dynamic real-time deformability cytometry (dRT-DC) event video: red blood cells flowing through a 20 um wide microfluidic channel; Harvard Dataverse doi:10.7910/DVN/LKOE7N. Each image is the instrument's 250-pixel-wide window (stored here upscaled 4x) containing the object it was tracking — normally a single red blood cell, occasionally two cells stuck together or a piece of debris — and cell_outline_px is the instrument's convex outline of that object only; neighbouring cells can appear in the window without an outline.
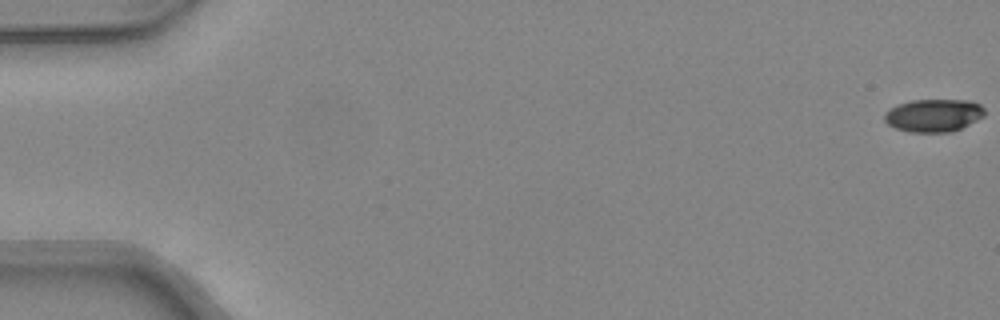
{"species": "common noctule bat (a hibernating species)", "species_latin": "Nyctalus noctula", "temperature_condition": "warm", "stored_images_in_passage": 44, "camera_frame_rate_fps": 3000, "um_per_image_px": 0.085, "animal": {"sex": "female", "body_mass_g": 24.6, "forearm_length_mm": 56.2}, "frame": {"image": 1, "passage_image": 1, "time_ms": 0.0, "image_size_px": [1000, 320], "cell_outline_px": [[984, 116], [952, 132], [908, 132], [896, 128], [888, 124], [884, 120], [884, 112], [888, 108], [896, 104], [912, 100], [972, 100], [980, 104], [984, 108]], "centroid_in_image_um": [79.32, 9.79], "position_along_channel_um": 5.7, "area_um2": 19.31}}
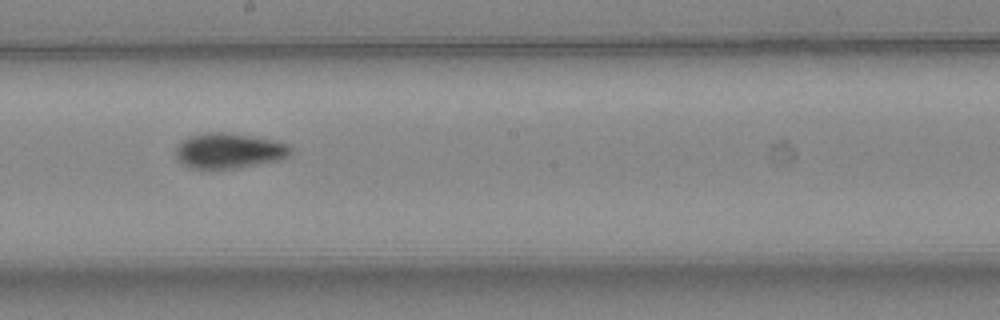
{"frame": {"image": 2, "passage_image": 28, "time_ms": 9.0, "image_size_px": [1000, 320], "cell_outline_px": [[292, 152], [288, 156], [280, 160], [240, 168], [192, 168], [184, 164], [176, 156], [176, 148], [184, 140], [192, 136], [208, 132], [220, 132], [280, 140], [288, 144], [292, 148]], "centroid_in_image_um": [19.55, 12.81], "position_along_channel_um": 228.6, "area_um2": 23.47}}
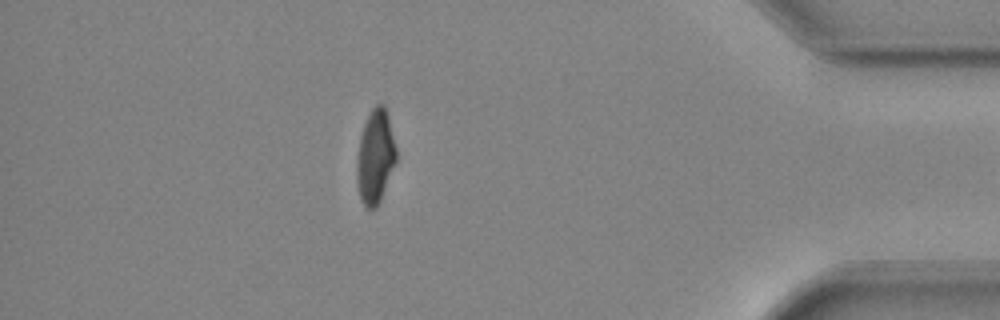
{"frame": {"image": 3, "passage_image": 43, "time_ms": 14.0, "image_size_px": [1000, 320], "cell_outline_px": [[396, 160], [380, 200], [376, 208], [368, 208], [360, 200], [356, 180], [356, 164], [360, 136], [364, 124], [372, 108], [376, 104], [384, 104], [388, 116], [396, 148]], "centroid_in_image_um": [31.88, 13.32], "position_along_channel_um": 403.3, "area_um2": 21.33}}